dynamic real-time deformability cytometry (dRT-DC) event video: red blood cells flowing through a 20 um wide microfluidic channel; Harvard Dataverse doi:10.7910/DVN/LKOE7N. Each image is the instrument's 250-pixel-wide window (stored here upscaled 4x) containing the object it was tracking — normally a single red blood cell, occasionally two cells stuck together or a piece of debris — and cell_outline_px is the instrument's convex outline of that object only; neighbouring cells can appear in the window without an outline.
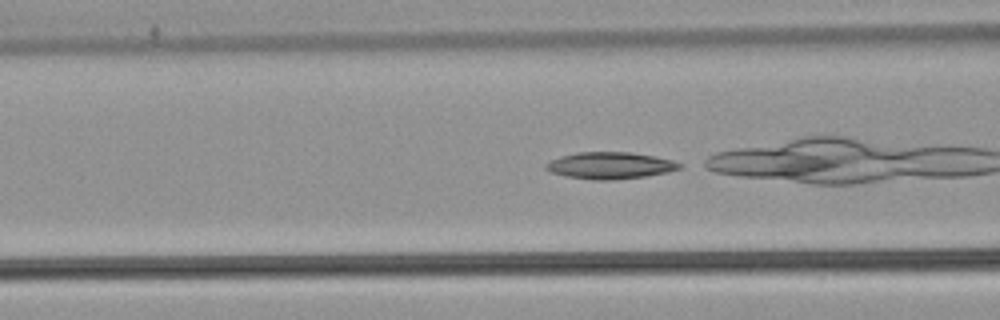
{"species": "common noctule bat (a hibernating species)", "species_latin": "Nyctalus noctula", "temperature_condition": "warm", "stored_images_in_passage": 38, "camera_frame_rate_fps": 3000, "um_per_image_px": 0.085, "animal": {"sex": "male", "body_mass_g": 21.5, "forearm_length_mm": 52.0}, "frame": {"image": 1, "passage_image": 17, "time_ms": 5.333, "image_size_px": [1000, 320], "cell_outline_px": [[684, 164], [680, 168], [668, 172], [644, 176], [612, 180], [592, 180], [564, 176], [548, 172], [544, 168], [544, 164], [560, 156], [576, 152], [628, 152], [652, 156], [672, 160]], "centroid_in_image_um": [51.8, 14.07], "position_along_channel_um": 114.8, "area_um2": 20.92}, "authors_computed_cell_mechanics": {"area_um2": 20.3167, "velocity_mm_per_s": 3.8555, "shape_relaxation_time_tau1_ms": 0.442, "shape_relaxation_time_tau2_ms": null, "deformation_change_tau1": 0.1664, "deformation_change_tau2": null}}